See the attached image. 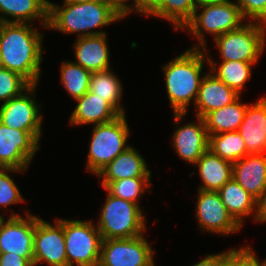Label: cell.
Returning a JSON list of instances; mask_svg holds the SVG:
<instances>
[{
    "mask_svg": "<svg viewBox=\"0 0 266 266\" xmlns=\"http://www.w3.org/2000/svg\"><path fill=\"white\" fill-rule=\"evenodd\" d=\"M218 192L228 213L241 227L249 216H253L254 220L256 198L249 194L234 178L229 180Z\"/></svg>",
    "mask_w": 266,
    "mask_h": 266,
    "instance_id": "24",
    "label": "cell"
},
{
    "mask_svg": "<svg viewBox=\"0 0 266 266\" xmlns=\"http://www.w3.org/2000/svg\"><path fill=\"white\" fill-rule=\"evenodd\" d=\"M238 132L244 139L248 154H266V96L248 104Z\"/></svg>",
    "mask_w": 266,
    "mask_h": 266,
    "instance_id": "16",
    "label": "cell"
},
{
    "mask_svg": "<svg viewBox=\"0 0 266 266\" xmlns=\"http://www.w3.org/2000/svg\"><path fill=\"white\" fill-rule=\"evenodd\" d=\"M113 68L94 71L90 76L89 91L105 99L120 115L126 114L121 103L123 97L122 81Z\"/></svg>",
    "mask_w": 266,
    "mask_h": 266,
    "instance_id": "27",
    "label": "cell"
},
{
    "mask_svg": "<svg viewBox=\"0 0 266 266\" xmlns=\"http://www.w3.org/2000/svg\"><path fill=\"white\" fill-rule=\"evenodd\" d=\"M221 61L258 63L266 47V24L247 21L238 29L212 39Z\"/></svg>",
    "mask_w": 266,
    "mask_h": 266,
    "instance_id": "7",
    "label": "cell"
},
{
    "mask_svg": "<svg viewBox=\"0 0 266 266\" xmlns=\"http://www.w3.org/2000/svg\"><path fill=\"white\" fill-rule=\"evenodd\" d=\"M150 180V177L124 178L113 182H101V186L114 197L140 205L141 196L148 189H152Z\"/></svg>",
    "mask_w": 266,
    "mask_h": 266,
    "instance_id": "30",
    "label": "cell"
},
{
    "mask_svg": "<svg viewBox=\"0 0 266 266\" xmlns=\"http://www.w3.org/2000/svg\"><path fill=\"white\" fill-rule=\"evenodd\" d=\"M46 263L47 266H67L63 219H54V224L35 215L33 241V266Z\"/></svg>",
    "mask_w": 266,
    "mask_h": 266,
    "instance_id": "11",
    "label": "cell"
},
{
    "mask_svg": "<svg viewBox=\"0 0 266 266\" xmlns=\"http://www.w3.org/2000/svg\"><path fill=\"white\" fill-rule=\"evenodd\" d=\"M250 245L235 248V266H262Z\"/></svg>",
    "mask_w": 266,
    "mask_h": 266,
    "instance_id": "35",
    "label": "cell"
},
{
    "mask_svg": "<svg viewBox=\"0 0 266 266\" xmlns=\"http://www.w3.org/2000/svg\"><path fill=\"white\" fill-rule=\"evenodd\" d=\"M38 85H31L20 96L0 105V122L25 132H42L41 104L35 98Z\"/></svg>",
    "mask_w": 266,
    "mask_h": 266,
    "instance_id": "13",
    "label": "cell"
},
{
    "mask_svg": "<svg viewBox=\"0 0 266 266\" xmlns=\"http://www.w3.org/2000/svg\"><path fill=\"white\" fill-rule=\"evenodd\" d=\"M130 13H138L143 16H152L162 4V0H131Z\"/></svg>",
    "mask_w": 266,
    "mask_h": 266,
    "instance_id": "36",
    "label": "cell"
},
{
    "mask_svg": "<svg viewBox=\"0 0 266 266\" xmlns=\"http://www.w3.org/2000/svg\"><path fill=\"white\" fill-rule=\"evenodd\" d=\"M198 168L202 184L198 187L204 191H218L233 178V163L222 159L210 149L194 164Z\"/></svg>",
    "mask_w": 266,
    "mask_h": 266,
    "instance_id": "23",
    "label": "cell"
},
{
    "mask_svg": "<svg viewBox=\"0 0 266 266\" xmlns=\"http://www.w3.org/2000/svg\"><path fill=\"white\" fill-rule=\"evenodd\" d=\"M42 132H25L0 122V167L28 170L40 148Z\"/></svg>",
    "mask_w": 266,
    "mask_h": 266,
    "instance_id": "10",
    "label": "cell"
},
{
    "mask_svg": "<svg viewBox=\"0 0 266 266\" xmlns=\"http://www.w3.org/2000/svg\"><path fill=\"white\" fill-rule=\"evenodd\" d=\"M228 250H225L224 252H220L217 254H207L203 259L198 261L197 263L193 264L192 266H216L217 261L227 252Z\"/></svg>",
    "mask_w": 266,
    "mask_h": 266,
    "instance_id": "40",
    "label": "cell"
},
{
    "mask_svg": "<svg viewBox=\"0 0 266 266\" xmlns=\"http://www.w3.org/2000/svg\"><path fill=\"white\" fill-rule=\"evenodd\" d=\"M197 5L202 4V3H207V2H214L218 0H195Z\"/></svg>",
    "mask_w": 266,
    "mask_h": 266,
    "instance_id": "43",
    "label": "cell"
},
{
    "mask_svg": "<svg viewBox=\"0 0 266 266\" xmlns=\"http://www.w3.org/2000/svg\"><path fill=\"white\" fill-rule=\"evenodd\" d=\"M187 113H173V122L176 129L173 131L172 147L183 162L194 165L197 160L209 149V135L204 119L196 116V120L185 122L182 119ZM180 124V126H179Z\"/></svg>",
    "mask_w": 266,
    "mask_h": 266,
    "instance_id": "14",
    "label": "cell"
},
{
    "mask_svg": "<svg viewBox=\"0 0 266 266\" xmlns=\"http://www.w3.org/2000/svg\"><path fill=\"white\" fill-rule=\"evenodd\" d=\"M216 266H235V248L228 251L217 261Z\"/></svg>",
    "mask_w": 266,
    "mask_h": 266,
    "instance_id": "41",
    "label": "cell"
},
{
    "mask_svg": "<svg viewBox=\"0 0 266 266\" xmlns=\"http://www.w3.org/2000/svg\"><path fill=\"white\" fill-rule=\"evenodd\" d=\"M121 20L122 14L104 0L84 3L63 2V5L50 2L47 30H56L64 34L76 33L77 38H80L105 34V30L99 29Z\"/></svg>",
    "mask_w": 266,
    "mask_h": 266,
    "instance_id": "2",
    "label": "cell"
},
{
    "mask_svg": "<svg viewBox=\"0 0 266 266\" xmlns=\"http://www.w3.org/2000/svg\"><path fill=\"white\" fill-rule=\"evenodd\" d=\"M262 266H266V259L261 261Z\"/></svg>",
    "mask_w": 266,
    "mask_h": 266,
    "instance_id": "44",
    "label": "cell"
},
{
    "mask_svg": "<svg viewBox=\"0 0 266 266\" xmlns=\"http://www.w3.org/2000/svg\"><path fill=\"white\" fill-rule=\"evenodd\" d=\"M147 162L132 145L120 153L96 176L102 182H113L124 178L151 177Z\"/></svg>",
    "mask_w": 266,
    "mask_h": 266,
    "instance_id": "20",
    "label": "cell"
},
{
    "mask_svg": "<svg viewBox=\"0 0 266 266\" xmlns=\"http://www.w3.org/2000/svg\"><path fill=\"white\" fill-rule=\"evenodd\" d=\"M28 170L0 167V207L12 210L9 206L26 202L20 190L12 178V174L24 173ZM8 207V208H7ZM7 208V209H6Z\"/></svg>",
    "mask_w": 266,
    "mask_h": 266,
    "instance_id": "32",
    "label": "cell"
},
{
    "mask_svg": "<svg viewBox=\"0 0 266 266\" xmlns=\"http://www.w3.org/2000/svg\"><path fill=\"white\" fill-rule=\"evenodd\" d=\"M105 2L111 4L119 13L122 14L123 18L130 14V3L131 0H104Z\"/></svg>",
    "mask_w": 266,
    "mask_h": 266,
    "instance_id": "39",
    "label": "cell"
},
{
    "mask_svg": "<svg viewBox=\"0 0 266 266\" xmlns=\"http://www.w3.org/2000/svg\"><path fill=\"white\" fill-rule=\"evenodd\" d=\"M240 95L219 80L211 71L203 77L194 105L195 116L203 118L212 110L220 109L234 102Z\"/></svg>",
    "mask_w": 266,
    "mask_h": 266,
    "instance_id": "18",
    "label": "cell"
},
{
    "mask_svg": "<svg viewBox=\"0 0 266 266\" xmlns=\"http://www.w3.org/2000/svg\"><path fill=\"white\" fill-rule=\"evenodd\" d=\"M236 3L247 21L266 24V0H236Z\"/></svg>",
    "mask_w": 266,
    "mask_h": 266,
    "instance_id": "34",
    "label": "cell"
},
{
    "mask_svg": "<svg viewBox=\"0 0 266 266\" xmlns=\"http://www.w3.org/2000/svg\"><path fill=\"white\" fill-rule=\"evenodd\" d=\"M94 0H63V2H68V3H84V2H90Z\"/></svg>",
    "mask_w": 266,
    "mask_h": 266,
    "instance_id": "42",
    "label": "cell"
},
{
    "mask_svg": "<svg viewBox=\"0 0 266 266\" xmlns=\"http://www.w3.org/2000/svg\"><path fill=\"white\" fill-rule=\"evenodd\" d=\"M209 68L219 80L227 86L235 90L239 95H242L246 83L252 75V66L257 63H249L243 61H221L219 64L212 56L207 53ZM218 63V64H217Z\"/></svg>",
    "mask_w": 266,
    "mask_h": 266,
    "instance_id": "26",
    "label": "cell"
},
{
    "mask_svg": "<svg viewBox=\"0 0 266 266\" xmlns=\"http://www.w3.org/2000/svg\"><path fill=\"white\" fill-rule=\"evenodd\" d=\"M76 106L69 117L70 126L99 125L115 120L120 114L105 99L87 91L75 100Z\"/></svg>",
    "mask_w": 266,
    "mask_h": 266,
    "instance_id": "19",
    "label": "cell"
},
{
    "mask_svg": "<svg viewBox=\"0 0 266 266\" xmlns=\"http://www.w3.org/2000/svg\"><path fill=\"white\" fill-rule=\"evenodd\" d=\"M0 266H33V257H22L14 253H0Z\"/></svg>",
    "mask_w": 266,
    "mask_h": 266,
    "instance_id": "37",
    "label": "cell"
},
{
    "mask_svg": "<svg viewBox=\"0 0 266 266\" xmlns=\"http://www.w3.org/2000/svg\"><path fill=\"white\" fill-rule=\"evenodd\" d=\"M44 35L30 23H0V67L39 85Z\"/></svg>",
    "mask_w": 266,
    "mask_h": 266,
    "instance_id": "1",
    "label": "cell"
},
{
    "mask_svg": "<svg viewBox=\"0 0 266 266\" xmlns=\"http://www.w3.org/2000/svg\"><path fill=\"white\" fill-rule=\"evenodd\" d=\"M197 6L195 0H162L161 7L152 16L168 21L179 31L192 18Z\"/></svg>",
    "mask_w": 266,
    "mask_h": 266,
    "instance_id": "31",
    "label": "cell"
},
{
    "mask_svg": "<svg viewBox=\"0 0 266 266\" xmlns=\"http://www.w3.org/2000/svg\"><path fill=\"white\" fill-rule=\"evenodd\" d=\"M255 223H266V189L256 199V213L254 217Z\"/></svg>",
    "mask_w": 266,
    "mask_h": 266,
    "instance_id": "38",
    "label": "cell"
},
{
    "mask_svg": "<svg viewBox=\"0 0 266 266\" xmlns=\"http://www.w3.org/2000/svg\"><path fill=\"white\" fill-rule=\"evenodd\" d=\"M209 149L232 163L248 155L244 139L238 131L209 135Z\"/></svg>",
    "mask_w": 266,
    "mask_h": 266,
    "instance_id": "28",
    "label": "cell"
},
{
    "mask_svg": "<svg viewBox=\"0 0 266 266\" xmlns=\"http://www.w3.org/2000/svg\"><path fill=\"white\" fill-rule=\"evenodd\" d=\"M145 234L134 238L103 239L99 266H156L155 250Z\"/></svg>",
    "mask_w": 266,
    "mask_h": 266,
    "instance_id": "9",
    "label": "cell"
},
{
    "mask_svg": "<svg viewBox=\"0 0 266 266\" xmlns=\"http://www.w3.org/2000/svg\"><path fill=\"white\" fill-rule=\"evenodd\" d=\"M91 73L74 61H62L60 82L67 93L76 100L89 91Z\"/></svg>",
    "mask_w": 266,
    "mask_h": 266,
    "instance_id": "29",
    "label": "cell"
},
{
    "mask_svg": "<svg viewBox=\"0 0 266 266\" xmlns=\"http://www.w3.org/2000/svg\"><path fill=\"white\" fill-rule=\"evenodd\" d=\"M48 5L50 4V0H44Z\"/></svg>",
    "mask_w": 266,
    "mask_h": 266,
    "instance_id": "45",
    "label": "cell"
},
{
    "mask_svg": "<svg viewBox=\"0 0 266 266\" xmlns=\"http://www.w3.org/2000/svg\"><path fill=\"white\" fill-rule=\"evenodd\" d=\"M49 5L44 0H0V23H30L39 21L48 27Z\"/></svg>",
    "mask_w": 266,
    "mask_h": 266,
    "instance_id": "22",
    "label": "cell"
},
{
    "mask_svg": "<svg viewBox=\"0 0 266 266\" xmlns=\"http://www.w3.org/2000/svg\"><path fill=\"white\" fill-rule=\"evenodd\" d=\"M195 218L202 232L230 236L242 227L228 213L218 191L197 190Z\"/></svg>",
    "mask_w": 266,
    "mask_h": 266,
    "instance_id": "12",
    "label": "cell"
},
{
    "mask_svg": "<svg viewBox=\"0 0 266 266\" xmlns=\"http://www.w3.org/2000/svg\"><path fill=\"white\" fill-rule=\"evenodd\" d=\"M233 178L257 199L266 189V154H248L234 162Z\"/></svg>",
    "mask_w": 266,
    "mask_h": 266,
    "instance_id": "21",
    "label": "cell"
},
{
    "mask_svg": "<svg viewBox=\"0 0 266 266\" xmlns=\"http://www.w3.org/2000/svg\"><path fill=\"white\" fill-rule=\"evenodd\" d=\"M30 86L31 84L20 74L0 67V104L20 96Z\"/></svg>",
    "mask_w": 266,
    "mask_h": 266,
    "instance_id": "33",
    "label": "cell"
},
{
    "mask_svg": "<svg viewBox=\"0 0 266 266\" xmlns=\"http://www.w3.org/2000/svg\"><path fill=\"white\" fill-rule=\"evenodd\" d=\"M91 140L86 161V170L97 175L106 165L124 152L130 128L126 114L120 115L115 120L92 126Z\"/></svg>",
    "mask_w": 266,
    "mask_h": 266,
    "instance_id": "6",
    "label": "cell"
},
{
    "mask_svg": "<svg viewBox=\"0 0 266 266\" xmlns=\"http://www.w3.org/2000/svg\"><path fill=\"white\" fill-rule=\"evenodd\" d=\"M67 266H99L102 236L91 220L63 218Z\"/></svg>",
    "mask_w": 266,
    "mask_h": 266,
    "instance_id": "8",
    "label": "cell"
},
{
    "mask_svg": "<svg viewBox=\"0 0 266 266\" xmlns=\"http://www.w3.org/2000/svg\"><path fill=\"white\" fill-rule=\"evenodd\" d=\"M241 95L232 103L207 113L203 119L208 135L238 131L248 104L241 102Z\"/></svg>",
    "mask_w": 266,
    "mask_h": 266,
    "instance_id": "25",
    "label": "cell"
},
{
    "mask_svg": "<svg viewBox=\"0 0 266 266\" xmlns=\"http://www.w3.org/2000/svg\"><path fill=\"white\" fill-rule=\"evenodd\" d=\"M246 22L236 0H218L199 4L182 31L196 38L197 44L190 48L207 49L206 33L213 35L214 39L238 29Z\"/></svg>",
    "mask_w": 266,
    "mask_h": 266,
    "instance_id": "4",
    "label": "cell"
},
{
    "mask_svg": "<svg viewBox=\"0 0 266 266\" xmlns=\"http://www.w3.org/2000/svg\"><path fill=\"white\" fill-rule=\"evenodd\" d=\"M97 221L102 239L134 238L147 230V219L140 205L114 197L107 192Z\"/></svg>",
    "mask_w": 266,
    "mask_h": 266,
    "instance_id": "5",
    "label": "cell"
},
{
    "mask_svg": "<svg viewBox=\"0 0 266 266\" xmlns=\"http://www.w3.org/2000/svg\"><path fill=\"white\" fill-rule=\"evenodd\" d=\"M207 52L208 49L188 48L162 66L173 113H187L189 105H195L206 74L203 68L205 64L209 67Z\"/></svg>",
    "mask_w": 266,
    "mask_h": 266,
    "instance_id": "3",
    "label": "cell"
},
{
    "mask_svg": "<svg viewBox=\"0 0 266 266\" xmlns=\"http://www.w3.org/2000/svg\"><path fill=\"white\" fill-rule=\"evenodd\" d=\"M14 212L11 211L9 218L0 219V253L33 257L35 214L25 210V216Z\"/></svg>",
    "mask_w": 266,
    "mask_h": 266,
    "instance_id": "15",
    "label": "cell"
},
{
    "mask_svg": "<svg viewBox=\"0 0 266 266\" xmlns=\"http://www.w3.org/2000/svg\"><path fill=\"white\" fill-rule=\"evenodd\" d=\"M107 34L76 38L74 62L90 72L111 69Z\"/></svg>",
    "mask_w": 266,
    "mask_h": 266,
    "instance_id": "17",
    "label": "cell"
}]
</instances>
